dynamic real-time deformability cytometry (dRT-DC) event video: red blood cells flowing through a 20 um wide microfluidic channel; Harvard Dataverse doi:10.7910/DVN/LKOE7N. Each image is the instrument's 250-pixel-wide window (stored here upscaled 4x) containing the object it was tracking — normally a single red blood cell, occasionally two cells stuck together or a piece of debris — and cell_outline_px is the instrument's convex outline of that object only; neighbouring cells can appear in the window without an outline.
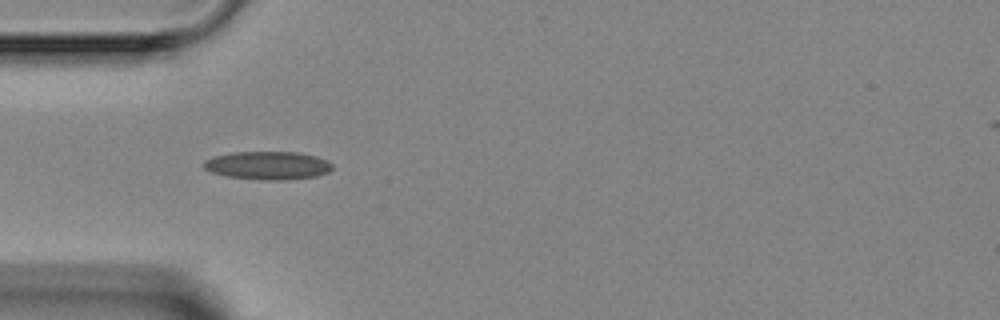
{"species": "Egyptian fruit bat (a non-hibernating species)", "species_latin": "Rousettus aegyptiacus", "temperature_condition": "room temperature", "stored_images_in_passage": 4, "camera_frame_rate_fps": 3000, "um_per_image_px": 0.085, "animal": {"sex": "female"}, "frame": {"image": 1, "passage_image": 4, "time_ms": 4.333, "image_size_px": [1000, 320], "cell_outline_px": [[332, 168], [328, 172], [316, 176], [288, 180], [260, 180], [224, 176], [212, 172], [204, 168], [204, 160], [212, 156], [232, 152], [296, 152], [316, 156], [332, 164]], "centroid_in_image_um": [22.72, 14.07], "position_along_channel_um": 62.3, "area_um2": 21.21}}